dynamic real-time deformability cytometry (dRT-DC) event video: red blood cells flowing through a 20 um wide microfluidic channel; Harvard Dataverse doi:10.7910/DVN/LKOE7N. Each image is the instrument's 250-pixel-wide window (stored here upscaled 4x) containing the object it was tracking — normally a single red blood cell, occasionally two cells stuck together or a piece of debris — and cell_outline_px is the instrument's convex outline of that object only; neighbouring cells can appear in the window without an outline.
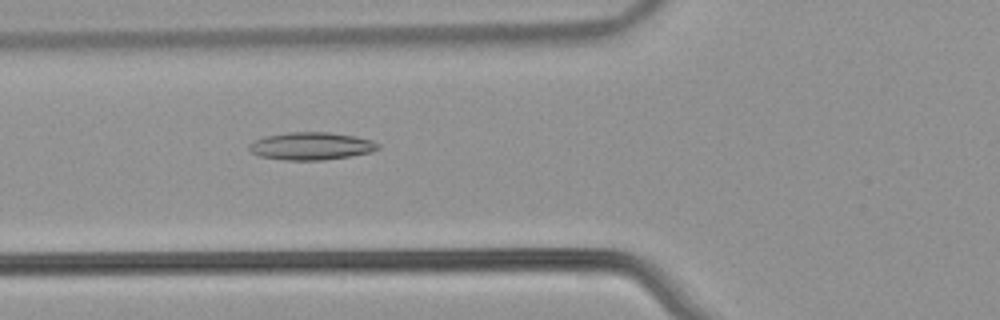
{"species": "common noctule bat (a hibernating species)", "species_latin": "Nyctalus noctula", "temperature_condition": "warm", "stored_images_in_passage": 54, "camera_frame_rate_fps": 3000, "um_per_image_px": 0.085, "animal": {"sex": "male", "body_mass_g": 21.5, "forearm_length_mm": 52.0}, "frame": {"image": 1, "passage_image": 21, "time_ms": 6.667, "image_size_px": [1000, 320], "cell_outline_px": [[380, 148], [372, 152], [352, 156], [324, 160], [284, 160], [260, 156], [252, 152], [248, 148], [248, 144], [264, 136], [288, 132], [328, 132], [356, 136], [372, 140], [380, 144]], "centroid_in_image_um": [26.48, 12.41], "position_along_channel_um": 99.3, "area_um2": 20.92}}
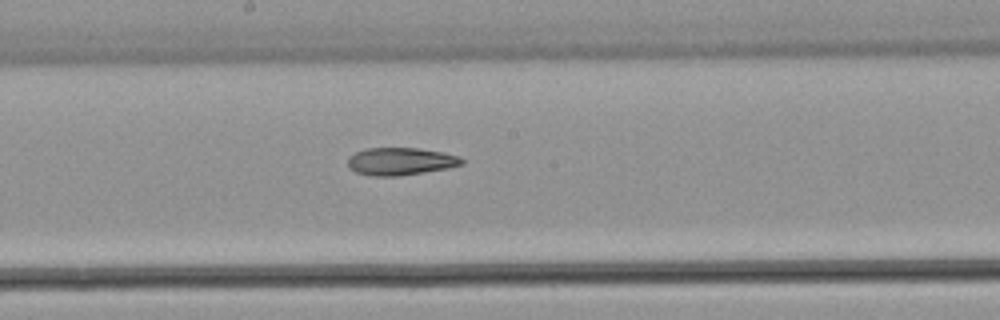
{"frame": {"image": 2, "passage_image": 30, "time_ms": 9.667, "image_size_px": [1000, 320], "cell_outline_px": [[464, 164], [448, 168], [400, 176], [368, 176], [356, 172], [348, 168], [348, 156], [364, 148], [420, 148], [444, 152], [460, 156], [464, 160]], "centroid_in_image_um": [34.04, 13.71], "position_along_channel_um": 214.2, "area_um2": 18.61}}
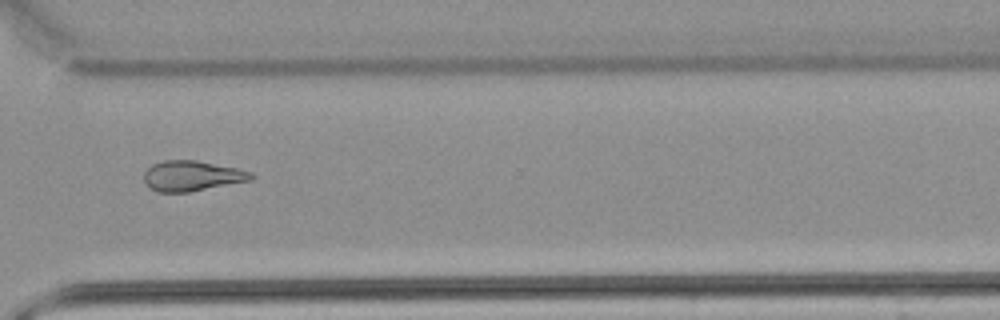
{"frame": {"image": 3, "passage_image": 41, "time_ms": 13.333, "image_size_px": [1000, 320], "cell_outline_px": [[256, 176], [252, 180], [188, 192], [156, 192], [148, 188], [144, 184], [144, 172], [152, 164], [164, 160], [196, 160], [236, 168], [252, 172]], "centroid_in_image_um": [16.29, 14.95], "position_along_channel_um": 354.3, "area_um2": 19.07}}